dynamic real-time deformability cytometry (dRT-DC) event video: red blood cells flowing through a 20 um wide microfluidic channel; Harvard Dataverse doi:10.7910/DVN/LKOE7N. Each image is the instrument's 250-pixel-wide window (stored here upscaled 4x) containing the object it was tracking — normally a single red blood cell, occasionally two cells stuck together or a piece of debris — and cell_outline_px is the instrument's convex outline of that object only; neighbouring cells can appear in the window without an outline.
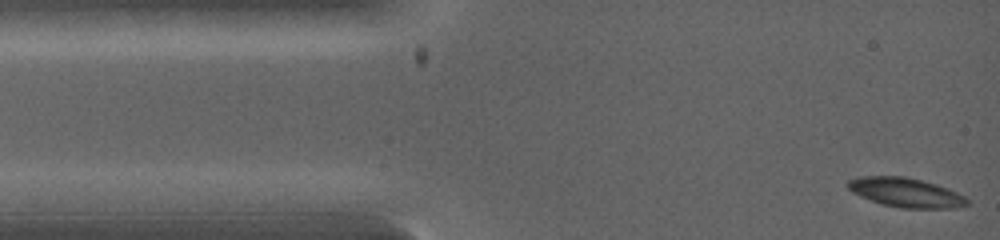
{"species": "common noctule bat (a hibernating species)", "species_latin": "Nyctalus noctula", "temperature_condition": "warm", "stored_images_in_passage": 36, "camera_frame_rate_fps": 5000, "um_per_image_px": 0.085, "animal": {"sex": "female", "body_mass_g": 19.0, "forearm_length_mm": 53.3}, "frame": {"image": 1, "passage_image": 1, "time_ms": 0.0, "image_size_px": [1000, 240], "cell_outline_px": [[968, 204], [956, 208], [900, 208], [880, 204], [860, 196], [852, 192], [848, 188], [848, 180], [860, 176], [904, 176], [936, 184], [948, 188], [964, 196], [968, 200]], "centroid_in_image_um": [76.98, 16.37], "position_along_channel_um": 8.0, "area_um2": 20.35}}
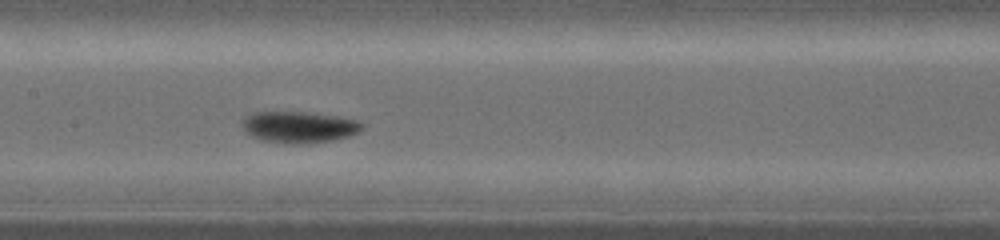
{"frame": {"image": 2, "passage_image": 16, "time_ms": 4.2, "image_size_px": [1000, 240], "cell_outline_px": [[364, 124], [360, 132], [348, 136], [332, 140], [264, 140], [252, 136], [244, 128], [240, 120], [256, 112], [308, 112], [336, 116], [356, 120]], "centroid_in_image_um": [25.45, 10.73], "position_along_channel_um": 181.9, "area_um2": 20.58}}
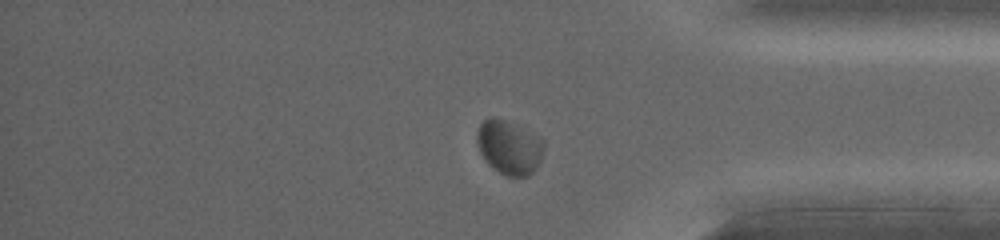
{"frame": {"image": 3, "passage_image": 31, "time_ms": 8.0, "image_size_px": [1000, 240], "cell_outline_px": [[544, 148], [540, 160], [536, 168], [528, 176], [504, 176], [488, 164], [484, 160], [480, 152], [476, 140], [476, 132], [480, 124], [484, 120], [492, 116], [504, 120], [540, 136], [544, 140]], "centroid_in_image_um": [43.27, 12.52], "position_along_channel_um": 391.9, "area_um2": 21.15}}